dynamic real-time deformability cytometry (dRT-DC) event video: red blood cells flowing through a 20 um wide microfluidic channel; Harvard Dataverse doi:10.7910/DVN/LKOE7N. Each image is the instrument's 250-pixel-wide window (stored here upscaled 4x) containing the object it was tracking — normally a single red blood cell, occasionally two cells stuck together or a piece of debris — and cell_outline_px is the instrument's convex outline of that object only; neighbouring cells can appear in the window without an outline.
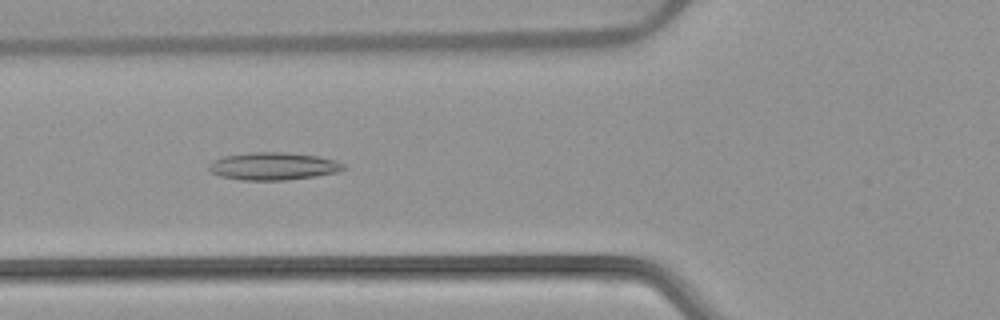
{"species": "common noctule bat (a hibernating species)", "species_latin": "Nyctalus noctula", "temperature_condition": "warm", "stored_images_in_passage": 53, "camera_frame_rate_fps": 3000, "um_per_image_px": 0.085, "animal": {"sex": "female", "body_mass_g": 22.7, "forearm_length_mm": 54.2}, "frame": {"image": 1, "passage_image": 20, "time_ms": 6.333, "image_size_px": [1000, 320], "cell_outline_px": [[348, 168], [340, 172], [316, 176], [288, 180], [240, 180], [220, 176], [212, 172], [208, 168], [208, 164], [212, 160], [224, 156], [248, 152], [288, 152], [316, 156], [336, 160], [344, 164]], "centroid_in_image_um": [23.25, 14.12], "position_along_channel_um": 102.5, "area_um2": 21.96}}
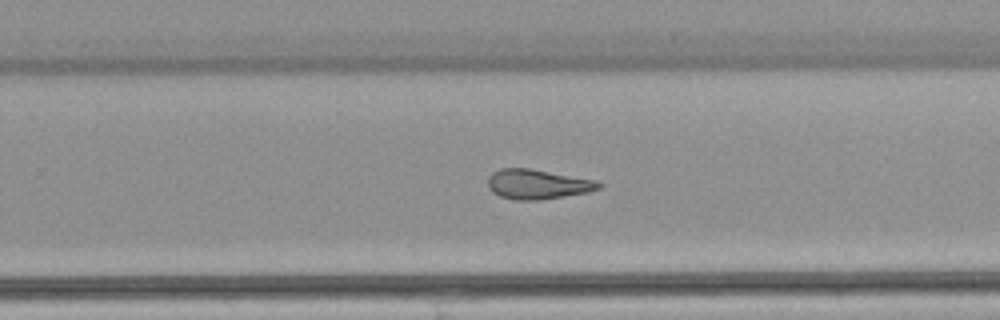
{"frame": {"image": 2, "passage_image": 34, "time_ms": 11.0, "image_size_px": [1000, 320], "cell_outline_px": [[604, 184], [600, 188], [588, 192], [540, 200], [512, 200], [500, 196], [492, 192], [488, 188], [488, 176], [492, 172], [500, 168], [532, 168], [596, 180]], "centroid_in_image_um": [45.68, 15.65], "position_along_channel_um": 284.1, "area_um2": 19.48}}
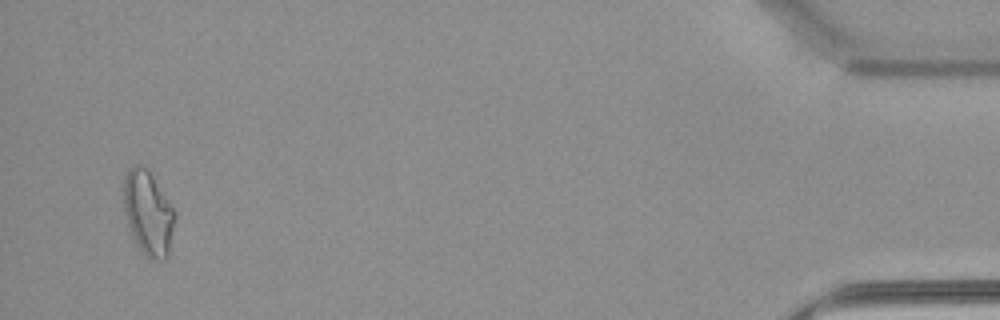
{"frame": {"image": 3, "passage_image": 51, "time_ms": 16.667, "image_size_px": [1000, 320], "cell_outline_px": [[176, 216], [168, 256], [164, 260], [148, 260], [140, 252], [132, 236], [124, 212], [124, 176], [128, 168], [132, 164], [140, 164], [148, 168], [172, 208]], "centroid_in_image_um": [12.57, 18.13], "position_along_channel_um": 422.6, "area_um2": 25.43}, "authors_computed_cell_mechanics": {"area_um2": 21.964, "velocity_mm_per_s": 3.9013, "shape_relaxation_time_tau1_ms": null, "shape_relaxation_time_tau2_ms": 3.7366, "deformation_change_tau1": null, "deformation_change_tau2": 0.1394}}